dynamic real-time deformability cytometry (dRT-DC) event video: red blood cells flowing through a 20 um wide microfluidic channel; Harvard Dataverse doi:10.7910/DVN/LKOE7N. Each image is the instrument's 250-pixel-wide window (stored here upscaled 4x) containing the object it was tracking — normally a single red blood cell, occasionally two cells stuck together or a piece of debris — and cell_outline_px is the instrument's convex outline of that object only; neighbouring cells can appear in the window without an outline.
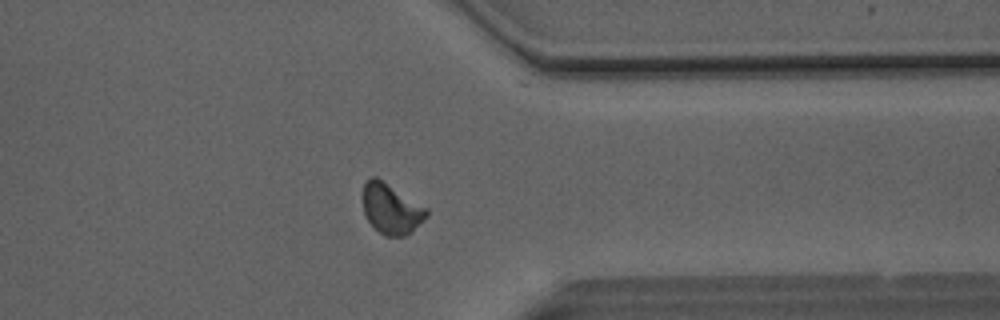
{"species": "Egyptian fruit bat (a non-hibernating species)", "species_latin": "Rousettus aegyptiacus", "temperature_condition": "room temperature", "stored_images_in_passage": 50, "camera_frame_rate_fps": 3000, "um_per_image_px": 0.085, "animal": {"sex": "male"}, "frame": {"image": 1, "passage_image": 40, "time_ms": 13.0, "image_size_px": [1000, 320], "cell_outline_px": [[428, 216], [424, 220], [404, 236], [384, 236], [368, 220], [364, 212], [364, 184], [372, 176], [376, 176], [428, 208]], "centroid_in_image_um": [33.27, 17.74], "position_along_channel_um": 378.1, "area_um2": 18.32}}
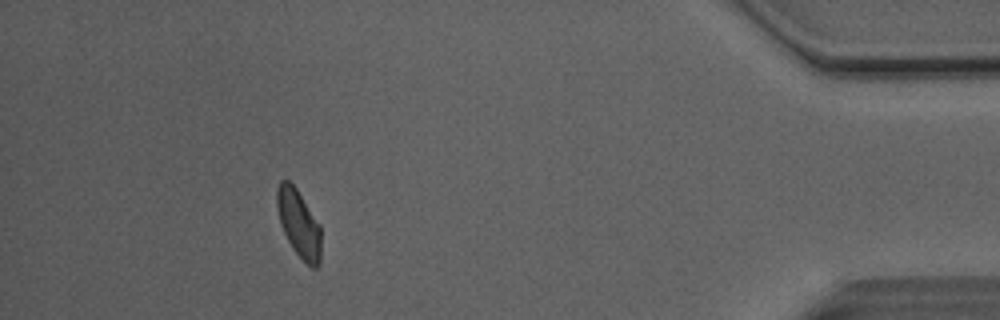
{"frame": {"image": 2, "passage_image": 46, "time_ms": 15.0, "image_size_px": [1000, 320], "cell_outline_px": [[320, 264], [316, 268], [312, 268], [292, 248], [280, 224], [276, 204], [276, 188], [280, 180], [288, 180], [296, 188], [320, 224]], "centroid_in_image_um": [25.38, 18.97], "position_along_channel_um": 409.8, "area_um2": 17.28}, "authors_computed_cell_mechanics": {"area_um2": 18.5249, "velocity_mm_per_s": 4.0968, "shape_relaxation_time_tau1_ms": null, "shape_relaxation_time_tau2_ms": 0.8974, "deformation_change_tau1": null, "deformation_change_tau2": 0.0533}}